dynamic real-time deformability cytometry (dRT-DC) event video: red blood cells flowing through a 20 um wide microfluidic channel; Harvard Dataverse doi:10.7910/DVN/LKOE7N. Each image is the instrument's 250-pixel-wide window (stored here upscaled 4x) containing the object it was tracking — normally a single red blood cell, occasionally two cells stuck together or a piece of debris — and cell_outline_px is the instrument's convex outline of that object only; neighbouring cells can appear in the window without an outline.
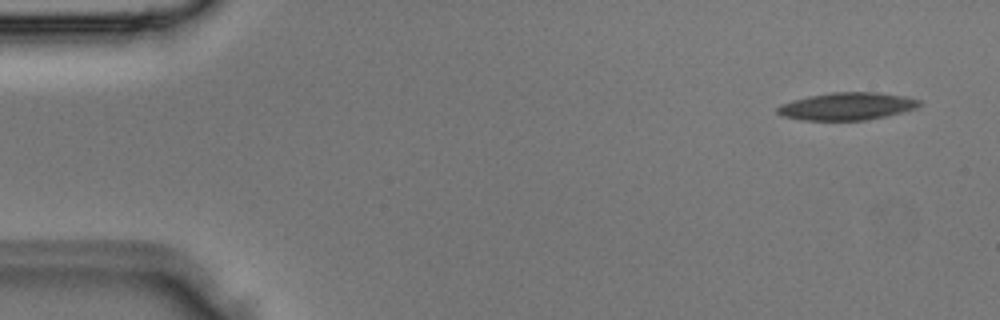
{"species": "Egyptian fruit bat (a non-hibernating species)", "species_latin": "Rousettus aegyptiacus", "temperature_condition": "room temperature", "stored_images_in_passage": 3, "camera_frame_rate_fps": 3000, "um_per_image_px": 0.085, "animal": {"sex": "male"}, "frame": {"image": 1, "passage_image": 3, "time_ms": 0.667, "image_size_px": [1000, 320], "cell_outline_px": [[920, 104], [916, 108], [884, 116], [864, 120], [800, 120], [780, 116], [776, 112], [776, 108], [780, 104], [812, 96], [832, 92], [876, 92], [904, 96], [920, 100]], "centroid_in_image_um": [71.95, 9.04], "position_along_channel_um": 13.0, "area_um2": 22.48}}